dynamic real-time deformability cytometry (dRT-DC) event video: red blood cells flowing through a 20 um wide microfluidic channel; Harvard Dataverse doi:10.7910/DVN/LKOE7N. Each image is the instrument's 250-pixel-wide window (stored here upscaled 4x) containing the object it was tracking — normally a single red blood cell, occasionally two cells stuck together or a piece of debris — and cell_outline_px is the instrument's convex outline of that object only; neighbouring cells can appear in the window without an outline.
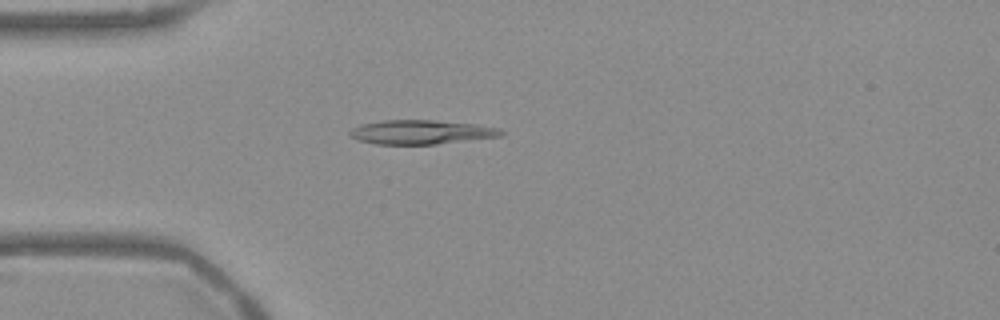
{"species": "Egyptian fruit bat (a non-hibernating species)", "species_latin": "Rousettus aegyptiacus", "temperature_condition": "warm", "stored_images_in_passage": 54, "camera_frame_rate_fps": 3000, "um_per_image_px": 0.085, "frame": {"image": 1, "passage_image": 15, "time_ms": 4.667, "image_size_px": [1000, 320], "cell_outline_px": [[504, 132], [500, 136], [436, 144], [376, 144], [360, 140], [348, 136], [348, 132], [352, 128], [360, 124], [384, 120], [432, 120], [476, 124], [500, 128]], "centroid_in_image_um": [35.76, 11.22], "position_along_channel_um": 49.2, "area_um2": 21.21}}
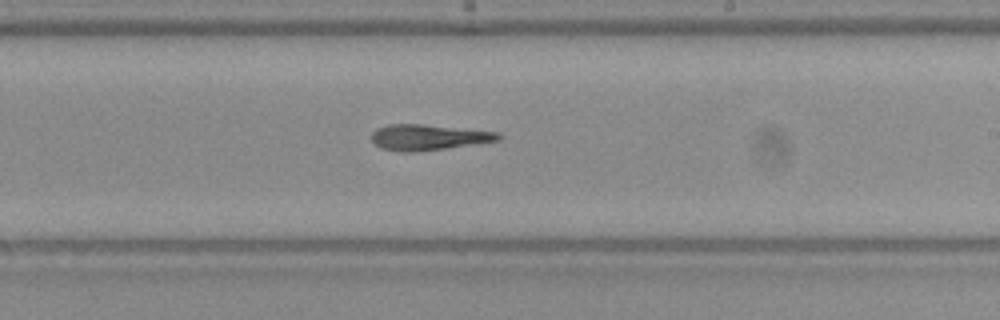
{"frame": {"image": 2, "passage_image": 32, "time_ms": 10.333, "image_size_px": [1000, 320], "cell_outline_px": [[504, 136], [500, 140], [480, 144], [412, 152], [400, 152], [380, 148], [372, 140], [372, 132], [376, 128], [388, 124], [424, 124], [500, 132]], "centroid_in_image_um": [36.46, 11.67], "position_along_channel_um": 252.5, "area_um2": 19.31}}
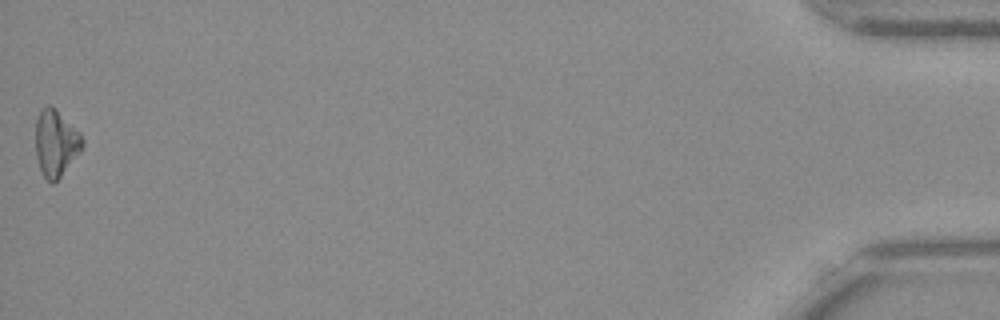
{"frame": {"image": 3, "passage_image": 54, "time_ms": 17.667, "image_size_px": [1000, 320], "cell_outline_px": [[84, 144], [80, 152], [60, 176], [52, 184], [44, 176], [40, 168], [36, 156], [36, 120], [40, 108], [48, 104], [52, 104], [80, 132], [84, 140]], "centroid_in_image_um": [4.75, 12.1], "position_along_channel_um": 430.5, "area_um2": 18.21}}